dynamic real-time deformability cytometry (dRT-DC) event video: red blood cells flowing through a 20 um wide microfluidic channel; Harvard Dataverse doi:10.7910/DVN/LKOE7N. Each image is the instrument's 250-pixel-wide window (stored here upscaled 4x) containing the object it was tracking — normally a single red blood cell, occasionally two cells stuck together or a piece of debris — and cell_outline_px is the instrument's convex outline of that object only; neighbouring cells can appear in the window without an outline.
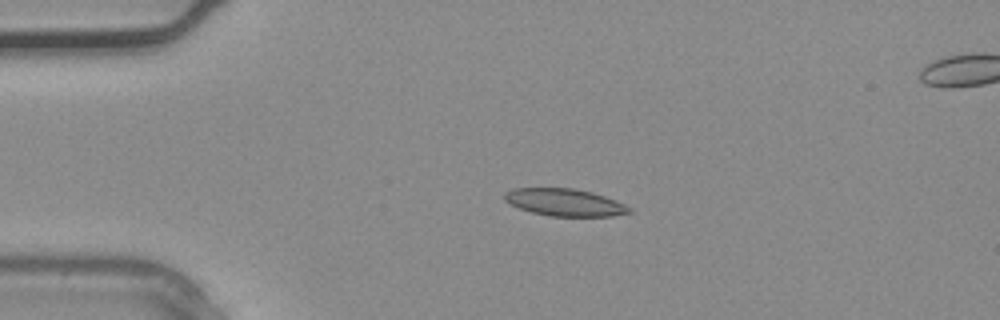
{"species": "common noctule bat (a hibernating species)", "species_latin": "Nyctalus noctula", "temperature_condition": "warm", "stored_images_in_passage": 4, "camera_frame_rate_fps": 3000, "um_per_image_px": 0.085, "animal": {"sex": "male", "body_mass_g": 20.4}, "frame": {"image": 1, "passage_image": 3, "time_ms": 0.667, "image_size_px": [1000, 320], "cell_outline_px": [[632, 212], [612, 216], [552, 216], [532, 212], [520, 208], [504, 200], [504, 192], [512, 188], [572, 188], [592, 192], [616, 200], [632, 208]], "centroid_in_image_um": [48.01, 17.19], "position_along_channel_um": 37.0, "area_um2": 19.77}}